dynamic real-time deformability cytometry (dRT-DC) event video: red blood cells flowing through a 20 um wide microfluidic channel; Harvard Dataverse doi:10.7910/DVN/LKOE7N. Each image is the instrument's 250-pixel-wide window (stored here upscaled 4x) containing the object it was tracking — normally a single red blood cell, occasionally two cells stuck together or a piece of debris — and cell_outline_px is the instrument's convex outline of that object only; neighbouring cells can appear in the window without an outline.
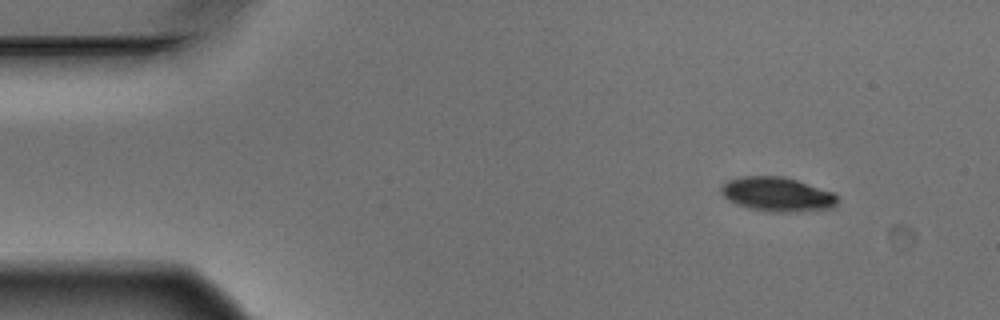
{"species": "Egyptian fruit bat (a non-hibernating species)", "species_latin": "Rousettus aegyptiacus", "temperature_condition": "warm", "stored_images_in_passage": 3, "camera_frame_rate_fps": 3000, "um_per_image_px": 0.085, "animal": {"sex": "male"}, "frame": {"image": 1, "passage_image": 1, "time_ms": 0.0, "image_size_px": [1000, 320], "cell_outline_px": [[836, 204], [832, 208], [796, 212], [768, 212], [736, 204], [728, 200], [720, 192], [720, 184], [728, 180], [744, 176], [784, 176], [832, 192], [836, 196]], "centroid_in_image_um": [66.02, 16.52], "position_along_channel_um": 19.0, "area_um2": 23.18}}
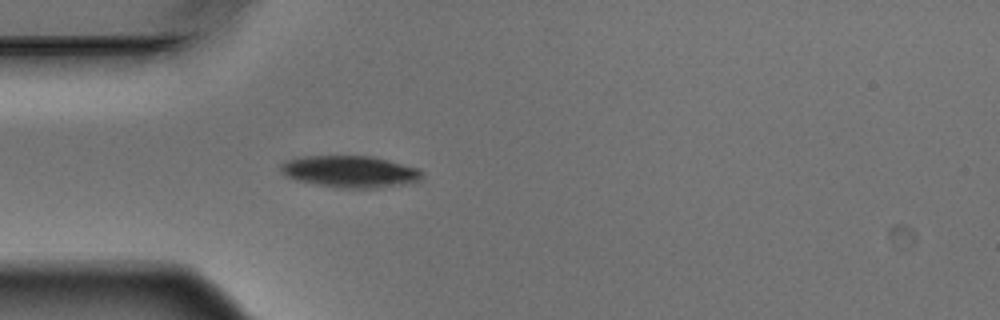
{"frame": {"image": 2, "passage_image": 3, "time_ms": 0.667, "image_size_px": [1000, 320], "cell_outline_px": [[424, 176], [420, 184], [376, 188], [340, 188], [296, 180], [280, 172], [280, 164], [284, 160], [304, 156], [372, 156], [420, 168], [424, 172]], "centroid_in_image_um": [29.87, 14.6], "position_along_channel_um": 55.1, "area_um2": 26.82}}